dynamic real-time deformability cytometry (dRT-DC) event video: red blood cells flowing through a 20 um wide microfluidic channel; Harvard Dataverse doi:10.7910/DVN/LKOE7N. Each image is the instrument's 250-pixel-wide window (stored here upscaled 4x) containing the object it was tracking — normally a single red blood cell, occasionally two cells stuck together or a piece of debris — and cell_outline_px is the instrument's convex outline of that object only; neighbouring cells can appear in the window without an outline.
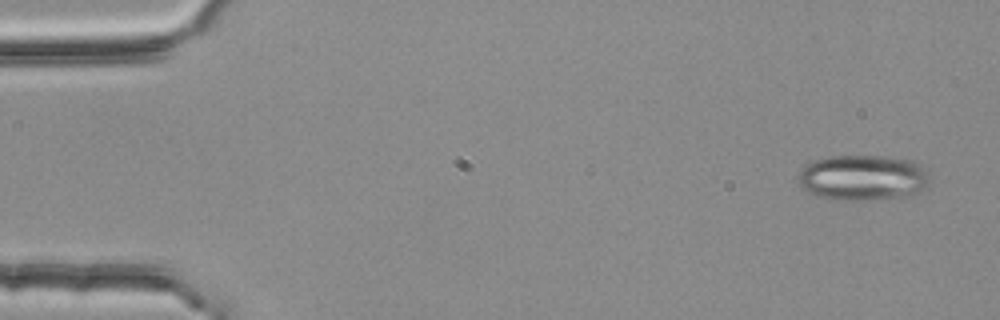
{"species": "common noctule bat (a hibernating species)", "species_latin": "Nyctalus noctula", "temperature_condition": "room temperature", "stored_images_in_passage": 5, "camera_frame_rate_fps": 3000, "um_per_image_px": 0.085, "animal": {"sex": "female", "body_mass_g": 25.1}, "frame": {"image": 1, "passage_image": 1, "time_ms": 0.0, "image_size_px": [1000, 320], "cell_outline_px": [[928, 176], [924, 184], [916, 192], [908, 196], [872, 200], [840, 200], [816, 196], [804, 188], [800, 184], [800, 172], [812, 160], [828, 156], [892, 156], [912, 160], [924, 164]], "centroid_in_image_um": [73.35, 15.08], "position_along_channel_um": 11.6, "area_um2": 34.8}}